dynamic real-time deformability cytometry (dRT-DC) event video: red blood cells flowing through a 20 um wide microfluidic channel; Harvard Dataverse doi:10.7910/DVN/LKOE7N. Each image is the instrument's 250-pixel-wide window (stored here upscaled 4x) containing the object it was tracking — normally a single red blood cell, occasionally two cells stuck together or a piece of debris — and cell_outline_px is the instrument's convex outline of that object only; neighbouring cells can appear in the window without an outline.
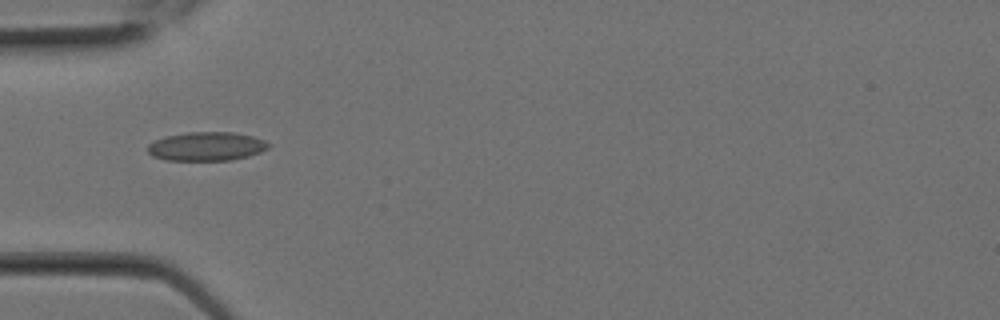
{"species": "Egyptian fruit bat (a non-hibernating species)", "species_latin": "Rousettus aegyptiacus", "temperature_condition": "room temperature", "stored_images_in_passage": 2, "camera_frame_rate_fps": 3000, "um_per_image_px": 0.085, "animal": {"sex": "female"}, "frame": {"image": 1, "passage_image": 2, "time_ms": 0.333, "image_size_px": [1000, 320], "cell_outline_px": [[272, 144], [268, 148], [260, 152], [248, 156], [232, 160], [164, 160], [152, 156], [148, 152], [148, 144], [164, 136], [188, 132], [236, 132], [252, 136], [264, 140]], "centroid_in_image_um": [17.56, 12.44], "position_along_channel_um": 67.4, "area_um2": 20.4}}